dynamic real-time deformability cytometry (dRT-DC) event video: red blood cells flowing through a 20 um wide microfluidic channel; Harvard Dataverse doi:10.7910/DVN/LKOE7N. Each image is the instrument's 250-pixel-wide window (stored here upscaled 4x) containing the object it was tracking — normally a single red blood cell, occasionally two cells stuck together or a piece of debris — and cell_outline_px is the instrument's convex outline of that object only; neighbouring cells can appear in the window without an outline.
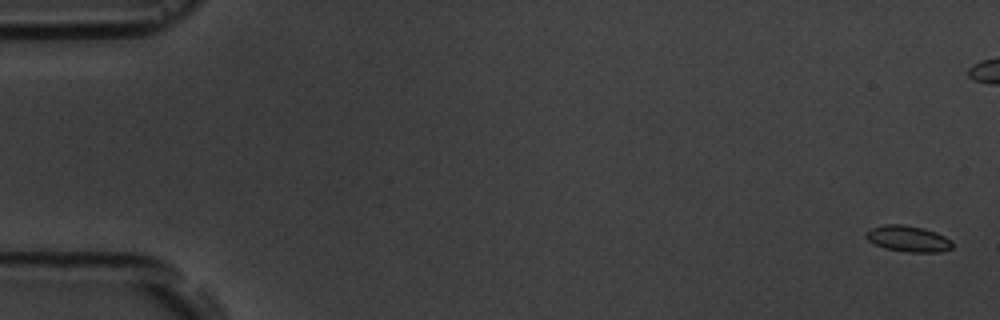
{"species": "common noctule bat (a hibernating species)", "species_latin": "Nyctalus noctula", "temperature_condition": "room temperature", "stored_images_in_passage": 7, "camera_frame_rate_fps": 3000, "um_per_image_px": 0.085, "animal": {"sex": "male", "body_mass_g": 19.5, "forearm_length_mm": 54.6}, "frame": {"image": 1, "passage_image": 1, "time_ms": 0.0, "image_size_px": [1000, 320], "cell_outline_px": [[952, 248], [940, 252], [908, 252], [884, 248], [868, 240], [864, 236], [864, 232], [872, 228], [884, 224], [904, 224], [936, 232], [952, 240]], "centroid_in_image_um": [77.17, 20.29], "position_along_channel_um": 7.8, "area_um2": 13.12}}
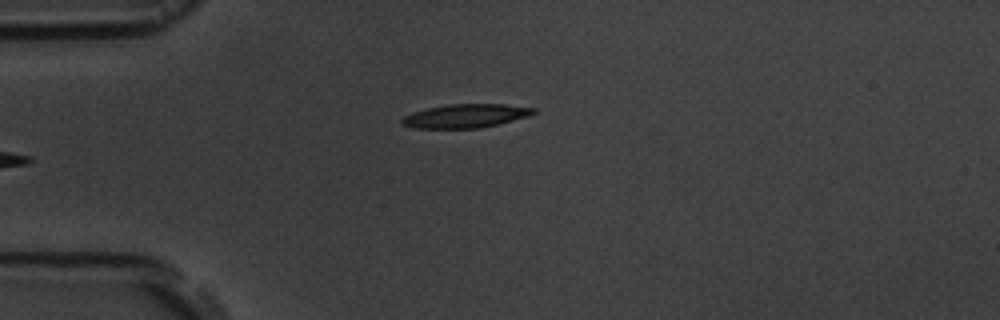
{"frame": {"image": 2, "passage_image": 5, "time_ms": 6.333, "image_size_px": [1000, 320], "cell_outline_px": [[536, 112], [528, 116], [496, 124], [476, 128], [412, 128], [400, 124], [400, 120], [404, 116], [412, 112], [428, 108], [448, 104], [504, 104], [536, 108]], "centroid_in_image_um": [39.52, 9.85], "position_along_channel_um": 45.5, "area_um2": 18.03}}
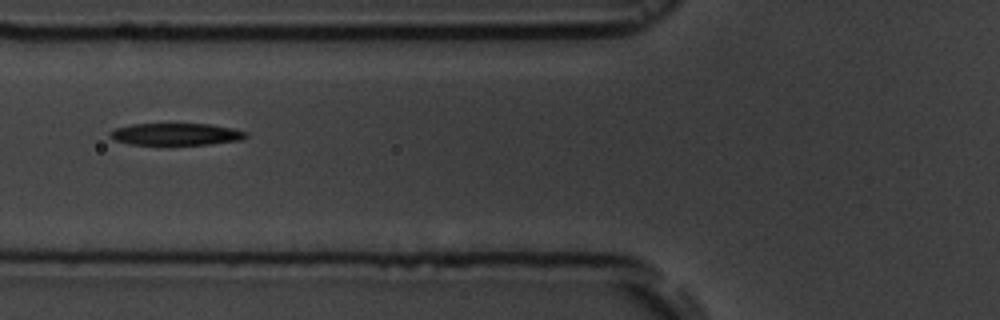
{"frame": {"image": 3, "passage_image": 7, "time_ms": 8.667, "image_size_px": [1000, 320], "cell_outline_px": [[248, 136], [240, 140], [208, 144], [168, 148], [128, 144], [112, 140], [108, 136], [108, 132], [116, 128], [132, 124], [212, 124], [232, 128], [248, 132]], "centroid_in_image_um": [14.89, 11.46], "position_along_channel_um": 110.9, "area_um2": 18.61}}